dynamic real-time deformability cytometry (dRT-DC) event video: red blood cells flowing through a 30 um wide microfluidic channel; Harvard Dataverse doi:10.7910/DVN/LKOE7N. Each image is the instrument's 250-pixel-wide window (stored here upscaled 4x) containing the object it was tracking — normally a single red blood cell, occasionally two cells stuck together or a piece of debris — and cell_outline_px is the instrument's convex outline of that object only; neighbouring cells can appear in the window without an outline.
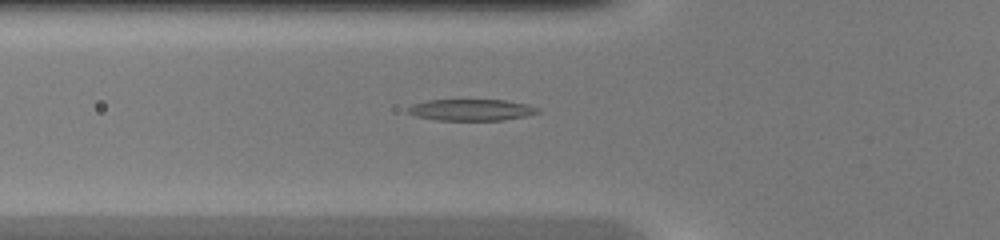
{"species": "common noctule bat (a hibernating species)", "species_latin": "Nyctalus noctula", "temperature_condition": "warm", "stored_images_in_passage": 31, "camera_frame_rate_fps": 3000, "um_per_image_px": 0.085, "animal": {"sex": "female", "body_mass_g": 20.0, "forearm_length_mm": 54.0}, "frame": {"image": 1, "passage_image": 2, "time_ms": 0.333, "image_size_px": [1000, 240], "cell_outline_px": [[540, 112], [524, 116], [504, 120], [436, 120], [416, 116], [404, 112], [404, 108], [412, 104], [428, 100], [504, 100], [528, 104], [540, 108]], "centroid_in_image_um": [40.0, 9.34], "position_along_channel_um": 85.8, "area_um2": 16.42}}
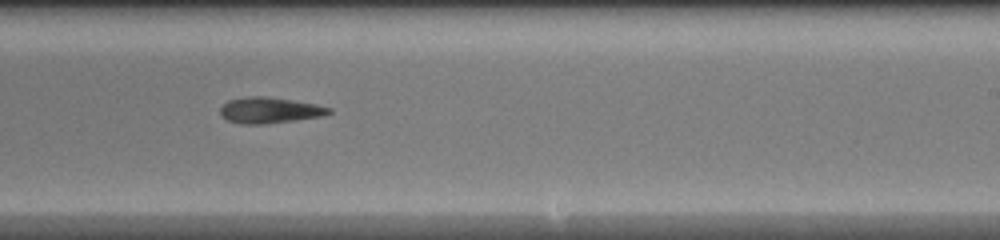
{"frame": {"image": 2, "passage_image": 14, "time_ms": 4.333, "image_size_px": [1000, 240], "cell_outline_px": [[332, 112], [320, 116], [296, 120], [264, 124], [240, 124], [228, 120], [220, 116], [220, 108], [228, 100], [244, 96], [264, 96], [292, 100], [316, 104], [332, 108]], "centroid_in_image_um": [22.88, 9.37], "position_along_channel_um": 266.1, "area_um2": 16.47}}
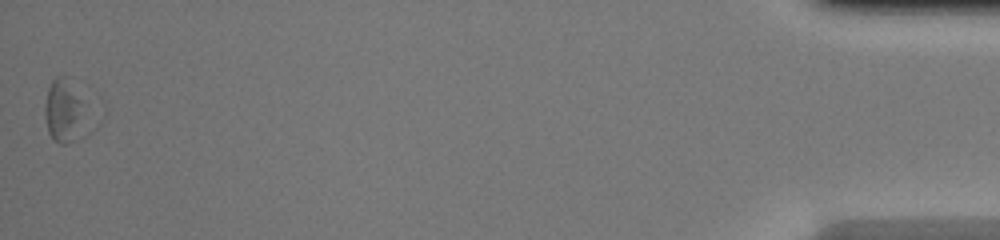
{"frame": {"image": 3, "passage_image": 31, "time_ms": 10.0, "image_size_px": [1000, 240], "cell_outline_px": [[104, 116], [100, 124], [96, 128], [84, 136], [76, 140], [64, 144], [60, 144], [48, 132], [44, 116], [44, 104], [48, 88], [52, 80], [56, 76], [64, 76], [104, 104]], "centroid_in_image_um": [6.01, 9.43], "position_along_channel_um": 429.2, "area_um2": 20.69}}